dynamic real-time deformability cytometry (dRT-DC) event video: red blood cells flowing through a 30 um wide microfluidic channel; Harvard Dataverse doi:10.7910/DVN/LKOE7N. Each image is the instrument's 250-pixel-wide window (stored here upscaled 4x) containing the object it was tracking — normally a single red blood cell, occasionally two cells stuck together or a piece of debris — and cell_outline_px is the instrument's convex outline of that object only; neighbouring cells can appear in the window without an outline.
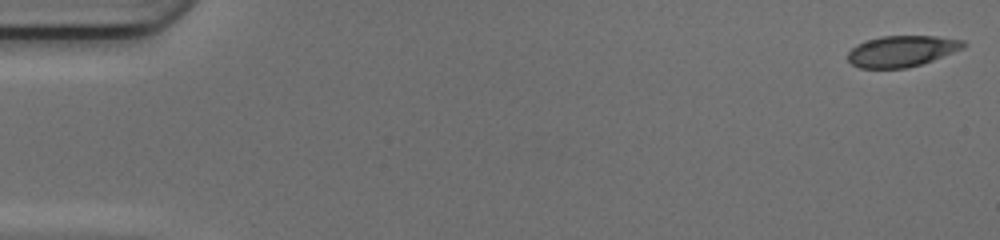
{"species": "common noctule bat (a hibernating species)", "species_latin": "Nyctalus noctula", "temperature_condition": "cold", "stored_images_in_passage": 49, "camera_frame_rate_fps": 3000, "um_per_image_px": 0.085, "animal": {"sex": "female", "body_mass_g": 17.0, "forearm_length_mm": 48.0}, "frame": {"image": 1, "passage_image": 1, "time_ms": 0.0, "image_size_px": [1000, 240], "cell_outline_px": [[968, 44], [964, 48], [932, 60], [908, 68], [860, 68], [852, 64], [848, 60], [848, 52], [856, 44], [880, 36], [936, 36], [964, 40]], "centroid_in_image_um": [76.66, 4.34], "position_along_channel_um": 8.3, "area_um2": 20.92}}
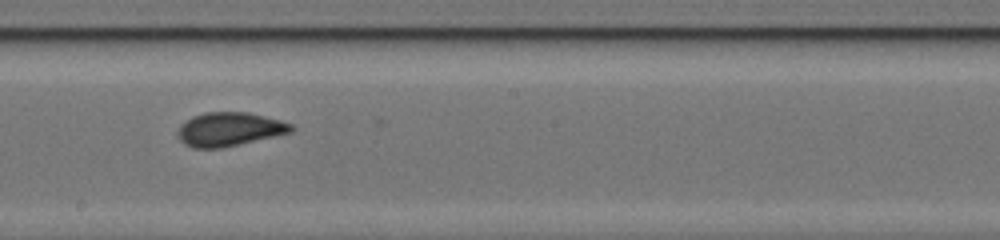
{"frame": {"image": 2, "passage_image": 28, "time_ms": 9.0, "image_size_px": [1000, 240], "cell_outline_px": [[296, 128], [292, 132], [220, 148], [192, 148], [184, 144], [176, 136], [176, 132], [180, 124], [192, 116], [204, 112], [248, 112], [280, 120], [292, 124]], "centroid_in_image_um": [19.45, 10.98], "position_along_channel_um": 228.7, "area_um2": 22.43}}
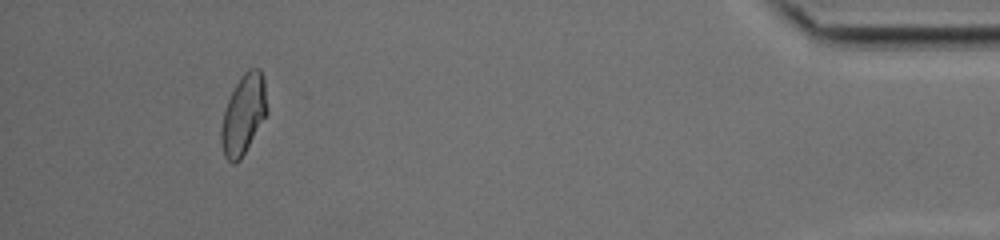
{"frame": {"image": 3, "passage_image": 46, "time_ms": 15.0, "image_size_px": [1000, 240], "cell_outline_px": [[268, 112], [240, 160], [236, 164], [232, 164], [224, 156], [220, 140], [220, 128], [224, 112], [228, 100], [240, 76], [248, 68], [260, 68], [264, 76], [268, 108]], "centroid_in_image_um": [20.7, 9.71], "position_along_channel_um": 414.5, "area_um2": 21.5}, "authors_computed_cell_mechanics": {"area_um2": 21.4438, "velocity_mm_per_s": 4.1954, "shape_relaxation_time_tau1_ms": 0.7183, "shape_relaxation_time_tau2_ms": 1.4353, "deformation_change_tau1": 0.3043, "deformation_change_tau2": 0.0676}}